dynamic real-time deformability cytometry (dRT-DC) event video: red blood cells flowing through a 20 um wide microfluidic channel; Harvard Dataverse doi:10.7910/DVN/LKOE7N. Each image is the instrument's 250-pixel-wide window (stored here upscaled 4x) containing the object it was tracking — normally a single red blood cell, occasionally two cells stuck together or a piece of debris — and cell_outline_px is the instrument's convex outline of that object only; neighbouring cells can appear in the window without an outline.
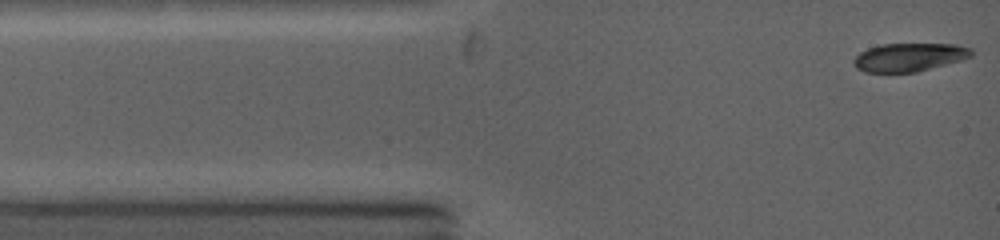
{"species": "common noctule bat (a hibernating species)", "species_latin": "Nyctalus noctula", "temperature_condition": "warm", "stored_images_in_passage": 36, "camera_frame_rate_fps": 5000, "um_per_image_px": 0.085, "animal": {"sex": "female", "body_mass_g": 19.0, "forearm_length_mm": 53.3}, "frame": {"image": 1, "passage_image": 1, "time_ms": 0.0, "image_size_px": [1000, 240], "cell_outline_px": [[972, 56], [960, 60], [916, 72], [868, 72], [856, 68], [852, 60], [860, 52], [868, 48], [884, 44], [956, 44], [972, 48]], "centroid_in_image_um": [77.28, 4.86], "position_along_channel_um": 7.7, "area_um2": 19.25}}
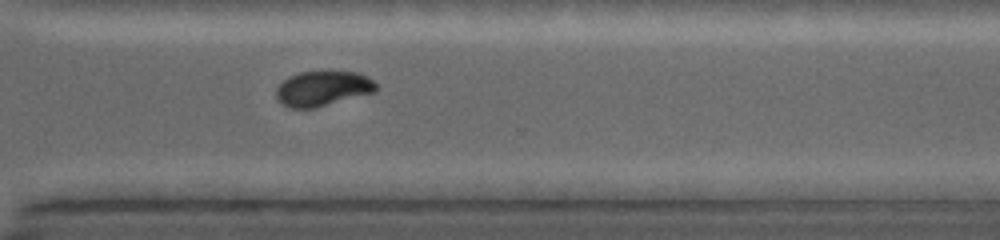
{"frame": {"image": 2, "passage_image": 27, "time_ms": 9.0, "image_size_px": [1000, 240], "cell_outline_px": [[376, 92], [316, 108], [288, 108], [280, 104], [276, 100], [276, 88], [288, 76], [300, 72], [356, 72], [368, 76], [376, 84]], "centroid_in_image_um": [27.41, 7.54], "position_along_channel_um": 343.2, "area_um2": 20.58}}
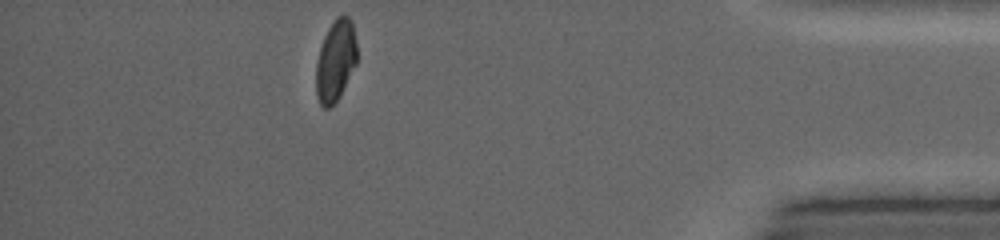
{"frame": {"image": 3, "passage_image": 36, "time_ms": 11.6, "image_size_px": [1000, 240], "cell_outline_px": [[356, 64], [340, 96], [328, 108], [324, 108], [320, 104], [316, 96], [316, 64], [320, 48], [324, 36], [328, 28], [336, 16], [344, 12], [352, 20], [356, 40]], "centroid_in_image_um": [28.53, 5.11], "position_along_channel_um": 406.7, "area_um2": 19.54}, "authors_computed_cell_mechanics": {"area_um2": 20.6924, "velocity_mm_per_s": 4.3259, "shape_relaxation_time_tau1_ms": 3.0206, "shape_relaxation_time_tau2_ms": null, "deformation_change_tau1": 0.1567, "deformation_change_tau2": null}}